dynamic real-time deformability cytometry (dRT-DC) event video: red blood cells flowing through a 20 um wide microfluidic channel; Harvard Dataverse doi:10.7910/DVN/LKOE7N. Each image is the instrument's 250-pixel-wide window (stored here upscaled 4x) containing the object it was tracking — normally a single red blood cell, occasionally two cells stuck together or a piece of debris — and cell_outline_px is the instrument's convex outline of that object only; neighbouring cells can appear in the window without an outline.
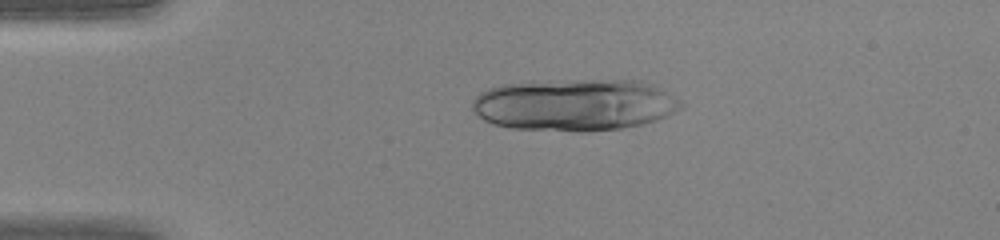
{"species": "human", "species_latin": "Homo sapiens", "temperature_condition": "warm", "stored_images_in_passage": 22, "segment_of_instrument_passage": [1, 2], "camera_frame_rate_fps": 3000, "um_per_image_px": 0.085, "donor": {"sex": "female"}, "frame": {"image": 1, "passage_image": 9, "time_ms": 2.667, "image_size_px": [1000, 240], "cell_outline_px": [[684, 104], [680, 108], [656, 120], [640, 124], [620, 128], [588, 132], [576, 132], [512, 128], [492, 124], [484, 120], [472, 108], [472, 100], [480, 92], [488, 88], [500, 84], [532, 80], [640, 80], [680, 100]], "centroid_in_image_um": [48.75, 8.9], "position_along_channel_um": 36.3, "area_um2": 63.35}}